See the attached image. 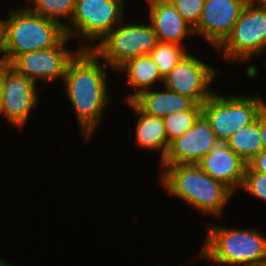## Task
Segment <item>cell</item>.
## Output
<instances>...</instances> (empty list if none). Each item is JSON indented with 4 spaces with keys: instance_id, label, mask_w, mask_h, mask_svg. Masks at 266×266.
I'll return each mask as SVG.
<instances>
[{
    "instance_id": "1",
    "label": "cell",
    "mask_w": 266,
    "mask_h": 266,
    "mask_svg": "<svg viewBox=\"0 0 266 266\" xmlns=\"http://www.w3.org/2000/svg\"><path fill=\"white\" fill-rule=\"evenodd\" d=\"M111 68L91 49H80L69 61L62 83L74 108L80 135L90 141L98 131L111 99Z\"/></svg>"
},
{
    "instance_id": "2",
    "label": "cell",
    "mask_w": 266,
    "mask_h": 266,
    "mask_svg": "<svg viewBox=\"0 0 266 266\" xmlns=\"http://www.w3.org/2000/svg\"><path fill=\"white\" fill-rule=\"evenodd\" d=\"M160 185L172 196L193 206L199 213L223 218L234 193L206 174L198 164L160 165Z\"/></svg>"
},
{
    "instance_id": "3",
    "label": "cell",
    "mask_w": 266,
    "mask_h": 266,
    "mask_svg": "<svg viewBox=\"0 0 266 266\" xmlns=\"http://www.w3.org/2000/svg\"><path fill=\"white\" fill-rule=\"evenodd\" d=\"M206 231L200 259L217 266H266V236L259 229L213 223Z\"/></svg>"
},
{
    "instance_id": "4",
    "label": "cell",
    "mask_w": 266,
    "mask_h": 266,
    "mask_svg": "<svg viewBox=\"0 0 266 266\" xmlns=\"http://www.w3.org/2000/svg\"><path fill=\"white\" fill-rule=\"evenodd\" d=\"M10 10L6 17L3 64L10 65L19 55L55 47L65 36V28L25 5Z\"/></svg>"
},
{
    "instance_id": "5",
    "label": "cell",
    "mask_w": 266,
    "mask_h": 266,
    "mask_svg": "<svg viewBox=\"0 0 266 266\" xmlns=\"http://www.w3.org/2000/svg\"><path fill=\"white\" fill-rule=\"evenodd\" d=\"M126 0H75V10L66 35L81 42L80 49L94 47L124 19ZM125 13V14H124ZM85 41V42H84Z\"/></svg>"
},
{
    "instance_id": "6",
    "label": "cell",
    "mask_w": 266,
    "mask_h": 266,
    "mask_svg": "<svg viewBox=\"0 0 266 266\" xmlns=\"http://www.w3.org/2000/svg\"><path fill=\"white\" fill-rule=\"evenodd\" d=\"M218 92L202 104V115L209 122L218 142L226 143L232 134L253 123L266 109L258 93L220 95Z\"/></svg>"
},
{
    "instance_id": "7",
    "label": "cell",
    "mask_w": 266,
    "mask_h": 266,
    "mask_svg": "<svg viewBox=\"0 0 266 266\" xmlns=\"http://www.w3.org/2000/svg\"><path fill=\"white\" fill-rule=\"evenodd\" d=\"M226 62L247 64L266 53V5L248 0L231 33L215 50Z\"/></svg>"
},
{
    "instance_id": "8",
    "label": "cell",
    "mask_w": 266,
    "mask_h": 266,
    "mask_svg": "<svg viewBox=\"0 0 266 266\" xmlns=\"http://www.w3.org/2000/svg\"><path fill=\"white\" fill-rule=\"evenodd\" d=\"M125 20L113 28L93 49L114 73L127 61L149 55L159 42L150 22L129 23Z\"/></svg>"
},
{
    "instance_id": "9",
    "label": "cell",
    "mask_w": 266,
    "mask_h": 266,
    "mask_svg": "<svg viewBox=\"0 0 266 266\" xmlns=\"http://www.w3.org/2000/svg\"><path fill=\"white\" fill-rule=\"evenodd\" d=\"M18 74L9 65L1 64L0 116L8 124L23 129L38 104L39 85ZM38 87V88H37Z\"/></svg>"
},
{
    "instance_id": "10",
    "label": "cell",
    "mask_w": 266,
    "mask_h": 266,
    "mask_svg": "<svg viewBox=\"0 0 266 266\" xmlns=\"http://www.w3.org/2000/svg\"><path fill=\"white\" fill-rule=\"evenodd\" d=\"M219 71L189 51L164 77L163 86L202 105L215 93L212 83Z\"/></svg>"
},
{
    "instance_id": "11",
    "label": "cell",
    "mask_w": 266,
    "mask_h": 266,
    "mask_svg": "<svg viewBox=\"0 0 266 266\" xmlns=\"http://www.w3.org/2000/svg\"><path fill=\"white\" fill-rule=\"evenodd\" d=\"M70 41L66 35L55 47L21 54L9 66L36 84L42 81L41 88L58 80L62 83L69 61L80 50L68 48Z\"/></svg>"
},
{
    "instance_id": "12",
    "label": "cell",
    "mask_w": 266,
    "mask_h": 266,
    "mask_svg": "<svg viewBox=\"0 0 266 266\" xmlns=\"http://www.w3.org/2000/svg\"><path fill=\"white\" fill-rule=\"evenodd\" d=\"M248 0H205L198 25L194 28L199 36L216 50L238 20Z\"/></svg>"
},
{
    "instance_id": "13",
    "label": "cell",
    "mask_w": 266,
    "mask_h": 266,
    "mask_svg": "<svg viewBox=\"0 0 266 266\" xmlns=\"http://www.w3.org/2000/svg\"><path fill=\"white\" fill-rule=\"evenodd\" d=\"M217 143L209 122L201 114L189 130L170 143L166 157L159 164H198Z\"/></svg>"
},
{
    "instance_id": "14",
    "label": "cell",
    "mask_w": 266,
    "mask_h": 266,
    "mask_svg": "<svg viewBox=\"0 0 266 266\" xmlns=\"http://www.w3.org/2000/svg\"><path fill=\"white\" fill-rule=\"evenodd\" d=\"M198 165L213 179L223 183L234 194L240 190L247 163L235 154L226 143L218 142Z\"/></svg>"
},
{
    "instance_id": "15",
    "label": "cell",
    "mask_w": 266,
    "mask_h": 266,
    "mask_svg": "<svg viewBox=\"0 0 266 266\" xmlns=\"http://www.w3.org/2000/svg\"><path fill=\"white\" fill-rule=\"evenodd\" d=\"M147 6V22L151 23L159 42L183 46L186 39L195 37L194 29L181 17L170 1L159 0Z\"/></svg>"
},
{
    "instance_id": "16",
    "label": "cell",
    "mask_w": 266,
    "mask_h": 266,
    "mask_svg": "<svg viewBox=\"0 0 266 266\" xmlns=\"http://www.w3.org/2000/svg\"><path fill=\"white\" fill-rule=\"evenodd\" d=\"M159 87L142 91L131 102L141 112L159 118H164L173 112H184L195 104L185 95L171 91L164 86Z\"/></svg>"
},
{
    "instance_id": "17",
    "label": "cell",
    "mask_w": 266,
    "mask_h": 266,
    "mask_svg": "<svg viewBox=\"0 0 266 266\" xmlns=\"http://www.w3.org/2000/svg\"><path fill=\"white\" fill-rule=\"evenodd\" d=\"M115 73H119V76L121 74L127 76L125 78L127 87L133 89L132 93L126 94V102L131 101L142 91L157 88L156 84L163 86L164 78L149 55L139 56L127 61Z\"/></svg>"
},
{
    "instance_id": "18",
    "label": "cell",
    "mask_w": 266,
    "mask_h": 266,
    "mask_svg": "<svg viewBox=\"0 0 266 266\" xmlns=\"http://www.w3.org/2000/svg\"><path fill=\"white\" fill-rule=\"evenodd\" d=\"M136 114L135 145L140 149L154 150L160 153L161 163L169 150L170 144L165 132L163 118L141 112L131 101L126 102Z\"/></svg>"
},
{
    "instance_id": "19",
    "label": "cell",
    "mask_w": 266,
    "mask_h": 266,
    "mask_svg": "<svg viewBox=\"0 0 266 266\" xmlns=\"http://www.w3.org/2000/svg\"><path fill=\"white\" fill-rule=\"evenodd\" d=\"M227 146L246 163L263 150L260 136V116L236 131L226 141Z\"/></svg>"
},
{
    "instance_id": "20",
    "label": "cell",
    "mask_w": 266,
    "mask_h": 266,
    "mask_svg": "<svg viewBox=\"0 0 266 266\" xmlns=\"http://www.w3.org/2000/svg\"><path fill=\"white\" fill-rule=\"evenodd\" d=\"M25 2V6L32 12L57 22L64 28L70 24L75 10V0H26Z\"/></svg>"
},
{
    "instance_id": "21",
    "label": "cell",
    "mask_w": 266,
    "mask_h": 266,
    "mask_svg": "<svg viewBox=\"0 0 266 266\" xmlns=\"http://www.w3.org/2000/svg\"><path fill=\"white\" fill-rule=\"evenodd\" d=\"M202 114V105L194 104L184 112H173L163 118L165 132L170 144L189 130Z\"/></svg>"
},
{
    "instance_id": "22",
    "label": "cell",
    "mask_w": 266,
    "mask_h": 266,
    "mask_svg": "<svg viewBox=\"0 0 266 266\" xmlns=\"http://www.w3.org/2000/svg\"><path fill=\"white\" fill-rule=\"evenodd\" d=\"M185 46L174 43L158 42L150 51L149 56L156 63L161 76L164 78L188 53Z\"/></svg>"
},
{
    "instance_id": "23",
    "label": "cell",
    "mask_w": 266,
    "mask_h": 266,
    "mask_svg": "<svg viewBox=\"0 0 266 266\" xmlns=\"http://www.w3.org/2000/svg\"><path fill=\"white\" fill-rule=\"evenodd\" d=\"M245 191L256 199L266 202V174L252 171L246 167L240 191Z\"/></svg>"
},
{
    "instance_id": "24",
    "label": "cell",
    "mask_w": 266,
    "mask_h": 266,
    "mask_svg": "<svg viewBox=\"0 0 266 266\" xmlns=\"http://www.w3.org/2000/svg\"><path fill=\"white\" fill-rule=\"evenodd\" d=\"M170 2L193 29L198 25L205 0H170Z\"/></svg>"
},
{
    "instance_id": "25",
    "label": "cell",
    "mask_w": 266,
    "mask_h": 266,
    "mask_svg": "<svg viewBox=\"0 0 266 266\" xmlns=\"http://www.w3.org/2000/svg\"><path fill=\"white\" fill-rule=\"evenodd\" d=\"M247 166L252 171L266 174V150H262L258 155L248 161Z\"/></svg>"
},
{
    "instance_id": "26",
    "label": "cell",
    "mask_w": 266,
    "mask_h": 266,
    "mask_svg": "<svg viewBox=\"0 0 266 266\" xmlns=\"http://www.w3.org/2000/svg\"><path fill=\"white\" fill-rule=\"evenodd\" d=\"M5 30H6V18L0 19V64H3V55L5 49ZM2 54V55H1Z\"/></svg>"
},
{
    "instance_id": "27",
    "label": "cell",
    "mask_w": 266,
    "mask_h": 266,
    "mask_svg": "<svg viewBox=\"0 0 266 266\" xmlns=\"http://www.w3.org/2000/svg\"><path fill=\"white\" fill-rule=\"evenodd\" d=\"M260 136L263 145V150H266V109L260 115Z\"/></svg>"
},
{
    "instance_id": "28",
    "label": "cell",
    "mask_w": 266,
    "mask_h": 266,
    "mask_svg": "<svg viewBox=\"0 0 266 266\" xmlns=\"http://www.w3.org/2000/svg\"><path fill=\"white\" fill-rule=\"evenodd\" d=\"M0 266H15L12 263L10 264V262L7 261V259L5 260V258H2V256H0Z\"/></svg>"
},
{
    "instance_id": "29",
    "label": "cell",
    "mask_w": 266,
    "mask_h": 266,
    "mask_svg": "<svg viewBox=\"0 0 266 266\" xmlns=\"http://www.w3.org/2000/svg\"><path fill=\"white\" fill-rule=\"evenodd\" d=\"M251 2L258 3V4H265L266 5V0H250Z\"/></svg>"
},
{
    "instance_id": "30",
    "label": "cell",
    "mask_w": 266,
    "mask_h": 266,
    "mask_svg": "<svg viewBox=\"0 0 266 266\" xmlns=\"http://www.w3.org/2000/svg\"><path fill=\"white\" fill-rule=\"evenodd\" d=\"M146 3L145 4H149L151 2H155V1H159V0H144Z\"/></svg>"
},
{
    "instance_id": "31",
    "label": "cell",
    "mask_w": 266,
    "mask_h": 266,
    "mask_svg": "<svg viewBox=\"0 0 266 266\" xmlns=\"http://www.w3.org/2000/svg\"><path fill=\"white\" fill-rule=\"evenodd\" d=\"M0 90H1V64H0Z\"/></svg>"
}]
</instances>
